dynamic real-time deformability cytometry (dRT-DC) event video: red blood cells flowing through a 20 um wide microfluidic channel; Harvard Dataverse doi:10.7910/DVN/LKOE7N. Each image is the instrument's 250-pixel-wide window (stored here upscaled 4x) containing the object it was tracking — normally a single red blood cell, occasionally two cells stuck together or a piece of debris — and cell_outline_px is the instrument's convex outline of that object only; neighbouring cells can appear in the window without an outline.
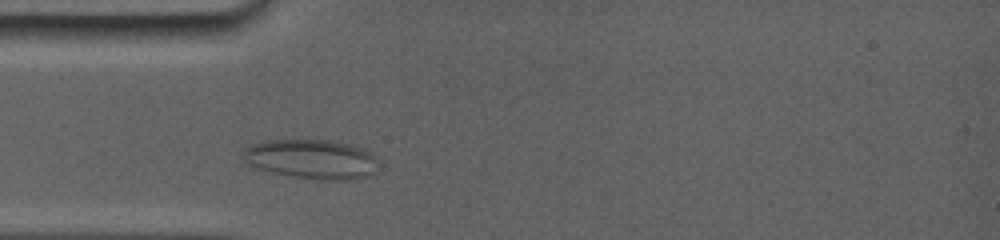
{"species": "common noctule bat (a hibernating species)", "species_latin": "Nyctalus noctula", "temperature_condition": "room temperature", "stored_images_in_passage": 4, "camera_frame_rate_fps": 5000, "um_per_image_px": 0.085, "animal": {"sex": "female", "body_mass_g": 19.0, "forearm_length_mm": 56.7}, "frame": {"image": 1, "passage_image": 3, "time_ms": 1.4, "image_size_px": [1000, 240], "cell_outline_px": [[372, 176], [348, 180], [320, 180], [272, 172], [260, 168], [252, 164], [248, 160], [244, 152], [248, 148], [256, 144], [280, 140], [312, 140], [340, 144], [356, 148], [372, 156]], "centroid_in_image_um": [26.47, 13.57], "position_along_channel_um": 58.5, "area_um2": 28.9}}
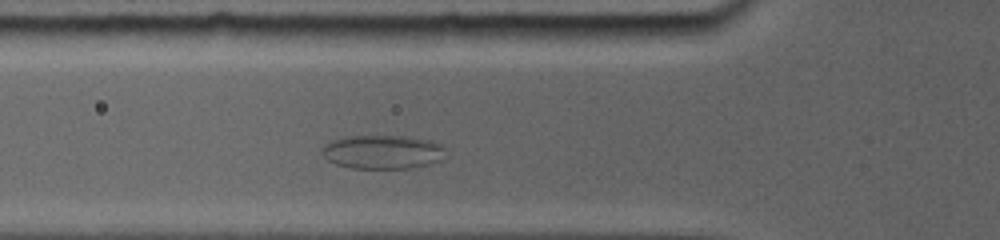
{"frame": {"image": 2, "passage_image": 4, "time_ms": 2.4, "image_size_px": [1000, 240], "cell_outline_px": [[440, 160], [408, 168], [352, 168], [336, 164], [328, 160], [324, 156], [324, 148], [332, 140], [356, 136], [392, 136], [428, 140], [436, 144], [440, 148]], "centroid_in_image_um": [32.42, 12.93], "position_along_channel_um": 93.4, "area_um2": 23.06}}